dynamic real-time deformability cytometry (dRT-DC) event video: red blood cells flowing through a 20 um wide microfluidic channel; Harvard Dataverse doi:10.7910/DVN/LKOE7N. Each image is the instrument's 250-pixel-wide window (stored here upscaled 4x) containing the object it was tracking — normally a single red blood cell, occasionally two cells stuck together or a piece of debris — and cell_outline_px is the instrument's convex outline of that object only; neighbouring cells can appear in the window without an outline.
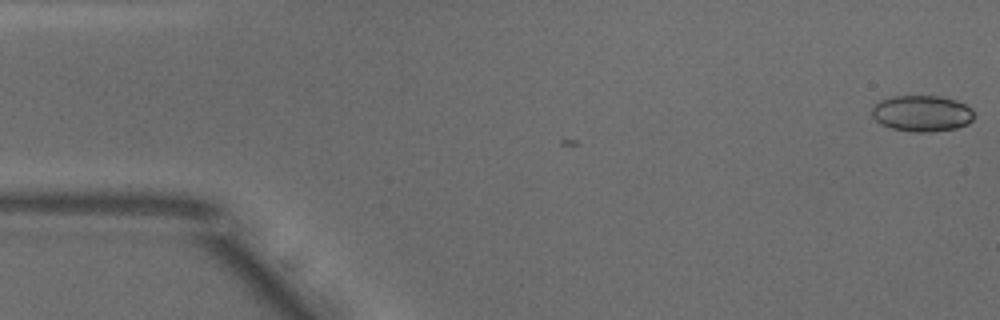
{"species": "common noctule bat (a hibernating species)", "species_latin": "Nyctalus noctula", "temperature_condition": "warm", "stored_images_in_passage": 2, "camera_frame_rate_fps": 3000, "um_per_image_px": 0.085, "animal": {"sex": "male", "body_mass_g": 18.8}, "frame": {"image": 1, "passage_image": 2, "time_ms": 0.333, "image_size_px": [1000, 320], "cell_outline_px": [[972, 120], [968, 124], [956, 128], [932, 132], [916, 132], [892, 128], [880, 124], [872, 116], [872, 108], [880, 100], [892, 96], [940, 96], [956, 100], [972, 108]], "centroid_in_image_um": [78.36, 9.64], "position_along_channel_um": 6.6, "area_um2": 21.5}}